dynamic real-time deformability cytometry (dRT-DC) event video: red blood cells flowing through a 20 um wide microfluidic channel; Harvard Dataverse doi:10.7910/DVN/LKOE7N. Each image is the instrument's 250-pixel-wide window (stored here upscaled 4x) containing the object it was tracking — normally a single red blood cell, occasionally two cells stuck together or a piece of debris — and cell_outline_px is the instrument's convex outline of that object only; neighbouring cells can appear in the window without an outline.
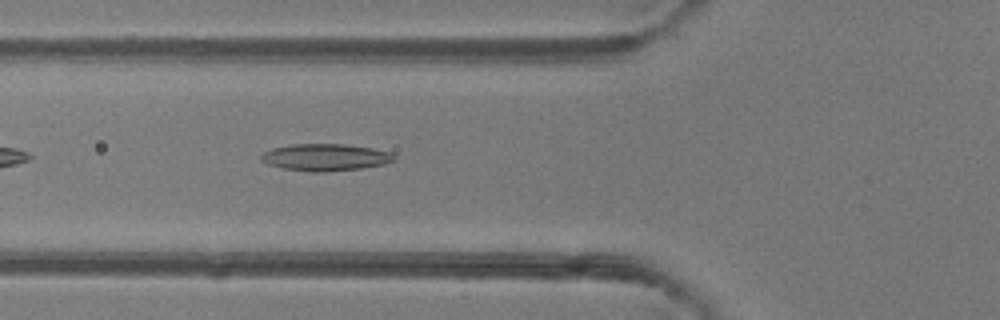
{"species": "common noctule bat (a hibernating species)", "species_latin": "Nyctalus noctula", "temperature_condition": "room temperature", "stored_images_in_passage": 26, "camera_frame_rate_fps": 3000, "um_per_image_px": 0.085, "animal": {"sex": "female"}, "frame": {"image": 1, "passage_image": 5, "time_ms": 1.333, "image_size_px": [1000, 320], "cell_outline_px": [[396, 156], [392, 160], [384, 164], [360, 168], [324, 172], [312, 172], [280, 168], [268, 164], [260, 160], [260, 156], [264, 152], [272, 148], [292, 144], [344, 144], [372, 148], [392, 152]], "centroid_in_image_um": [27.62, 13.37], "position_along_channel_um": 98.2, "area_um2": 20.92}}
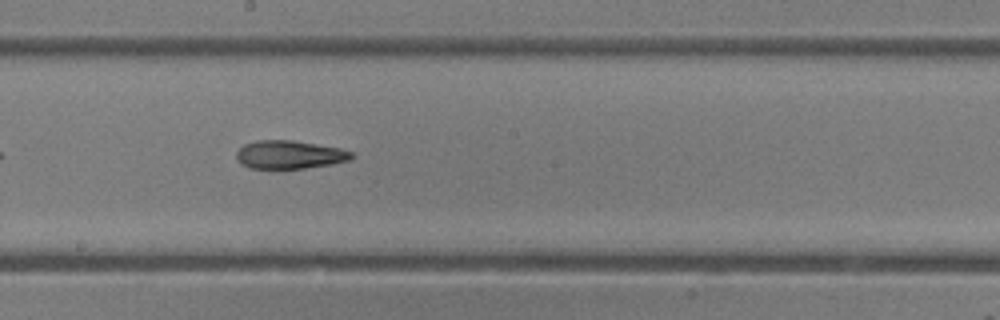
{"frame": {"image": 2, "passage_image": 14, "time_ms": 4.333, "image_size_px": [1000, 320], "cell_outline_px": [[356, 156], [352, 160], [332, 164], [304, 168], [248, 168], [240, 164], [236, 156], [236, 152], [244, 144], [256, 140], [292, 140], [340, 148], [352, 152]], "centroid_in_image_um": [24.62, 13.14], "position_along_channel_um": 223.6, "area_um2": 19.07}}
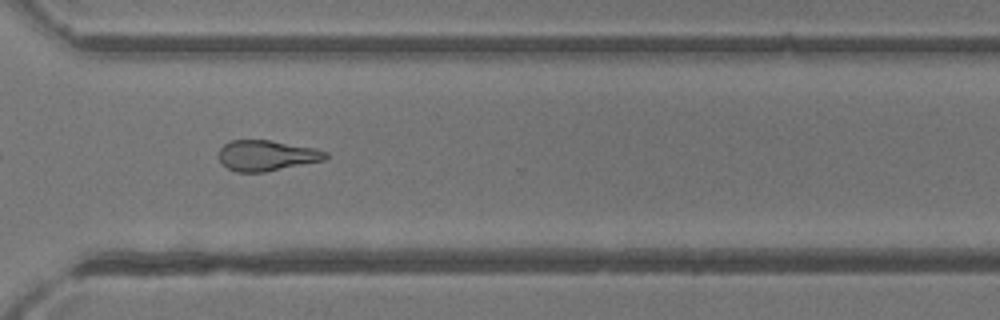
{"frame": {"image": 3, "passage_image": 23, "time_ms": 7.333, "image_size_px": [1000, 320], "cell_outline_px": [[328, 156], [324, 160], [264, 172], [236, 172], [228, 168], [220, 160], [220, 148], [224, 144], [232, 140], [272, 140], [316, 148], [328, 152]], "centroid_in_image_um": [22.69, 13.21], "position_along_channel_um": 347.9, "area_um2": 18.96}, "authors_computed_cell_mechanics": {"area_um2": 18.9295, "velocity_mm_per_s": 4.1651, "shape_relaxation_time_tau1_ms": null, "shape_relaxation_time_tau2_ms": 1.5662, "deformation_change_tau1": null, "deformation_change_tau2": 0.1027}}